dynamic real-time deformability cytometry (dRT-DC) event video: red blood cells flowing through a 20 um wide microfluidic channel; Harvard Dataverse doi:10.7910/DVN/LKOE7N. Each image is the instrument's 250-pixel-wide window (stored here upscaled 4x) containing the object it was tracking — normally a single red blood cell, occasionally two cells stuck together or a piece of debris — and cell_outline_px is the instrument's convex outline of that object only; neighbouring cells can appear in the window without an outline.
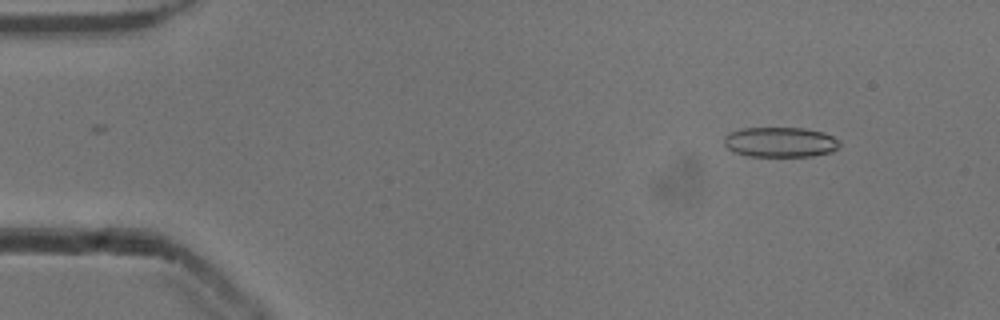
{"species": "common noctule bat (a hibernating species)", "species_latin": "Nyctalus noctula", "temperature_condition": "cold", "stored_images_in_passage": 49, "camera_frame_rate_fps": 3000, "um_per_image_px": 0.085, "animal": {"sex": "male", "body_mass_g": 13.3}, "frame": {"image": 1, "passage_image": 2, "time_ms": 0.333, "image_size_px": [1000, 320], "cell_outline_px": [[840, 148], [832, 152], [812, 156], [748, 156], [736, 152], [728, 148], [724, 144], [724, 136], [728, 132], [740, 128], [804, 128], [824, 132], [840, 140]], "centroid_in_image_um": [66.35, 12.07], "position_along_channel_um": 18.7, "area_um2": 20.46}}
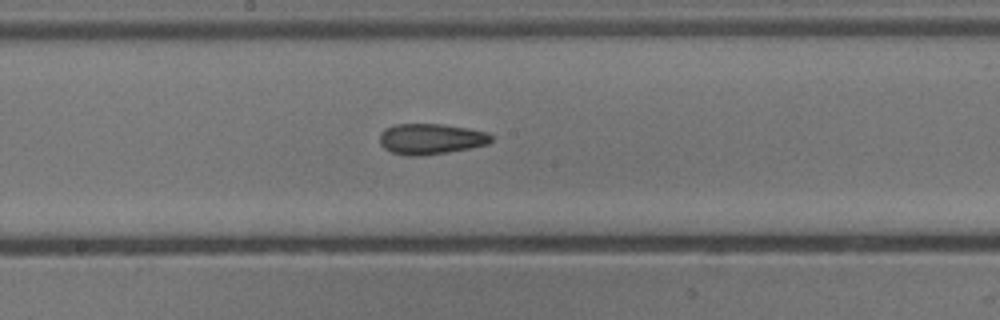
{"frame": {"image": 2, "passage_image": 24, "time_ms": 7.667, "image_size_px": [1000, 320], "cell_outline_px": [[492, 140], [488, 144], [468, 148], [444, 152], [416, 156], [408, 156], [392, 152], [384, 148], [380, 144], [380, 132], [384, 128], [396, 124], [444, 124], [468, 128], [488, 132], [492, 136]], "centroid_in_image_um": [36.6, 11.79], "position_along_channel_um": 211.6, "area_um2": 19.88}}
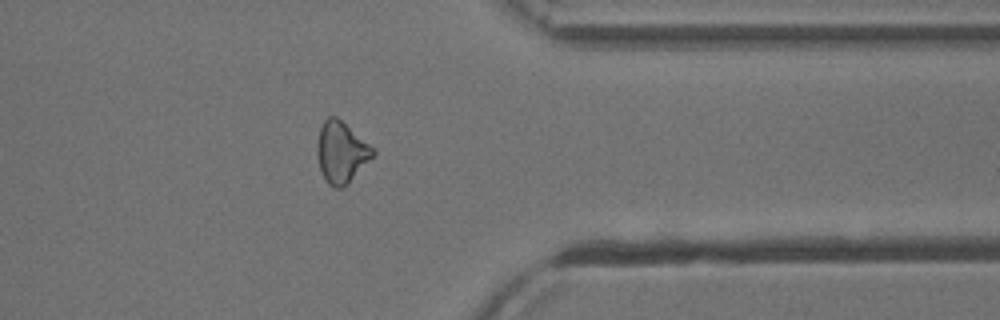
{"frame": {"image": 3, "passage_image": 38, "time_ms": 12.333, "image_size_px": [1000, 320], "cell_outline_px": [[376, 156], [344, 188], [332, 188], [328, 184], [320, 168], [316, 152], [316, 144], [320, 128], [324, 120], [328, 116], [336, 116], [376, 148]], "centroid_in_image_um": [29.05, 12.95], "position_along_channel_um": 382.3, "area_um2": 20.46}, "authors_computed_cell_mechanics": {"area_um2": 20.4612, "velocity_mm_per_s": 3.8958, "shape_relaxation_time_tau1_ms": null, "shape_relaxation_time_tau2_ms": 5.3904, "deformation_change_tau1": null, "deformation_change_tau2": 0.1377}}